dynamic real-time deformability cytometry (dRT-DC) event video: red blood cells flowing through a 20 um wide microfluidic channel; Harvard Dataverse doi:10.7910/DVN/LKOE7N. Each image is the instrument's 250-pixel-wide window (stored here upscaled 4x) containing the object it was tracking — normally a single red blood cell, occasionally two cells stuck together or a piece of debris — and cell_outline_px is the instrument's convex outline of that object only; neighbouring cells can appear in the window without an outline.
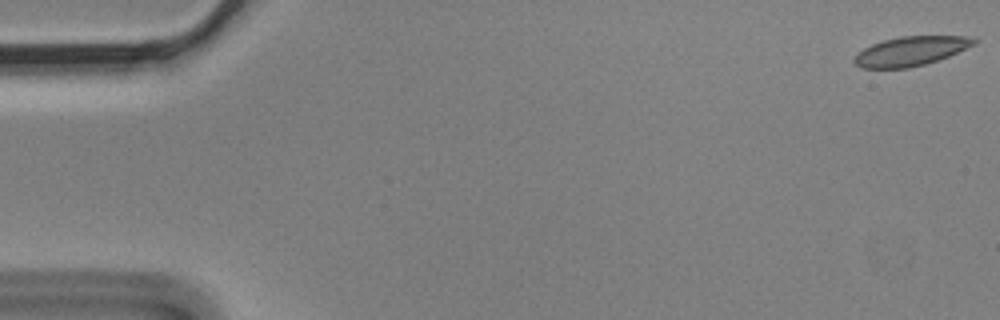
{"species": "Egyptian fruit bat (a non-hibernating species)", "species_latin": "Rousettus aegyptiacus", "temperature_condition": "cold", "stored_images_in_passage": 15, "camera_frame_rate_fps": 3000, "um_per_image_px": 0.085, "animal": {"sex": "male"}, "frame": {"image": 1, "passage_image": 1, "time_ms": 0.0, "image_size_px": [1000, 320], "cell_outline_px": [[980, 40], [976, 44], [948, 56], [924, 64], [908, 68], [860, 68], [852, 60], [864, 48], [872, 44], [884, 40], [900, 36], [964, 36]], "centroid_in_image_um": [77.42, 4.34], "position_along_channel_um": 7.6, "area_um2": 20.23}}
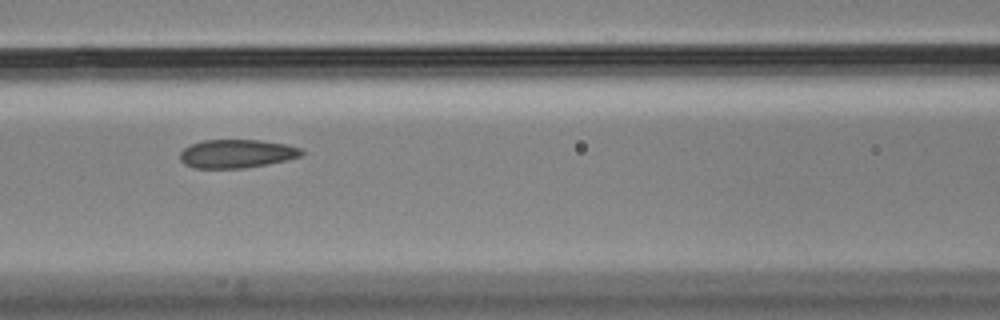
{"frame": {"image": 2, "passage_image": 7, "time_ms": 2.0, "image_size_px": [1000, 320], "cell_outline_px": [[304, 152], [300, 156], [268, 164], [244, 168], [192, 168], [184, 164], [180, 160], [180, 152], [184, 148], [192, 144], [204, 140], [260, 140], [284, 144], [300, 148]], "centroid_in_image_um": [20.08, 13.07], "position_along_channel_um": 146.5, "area_um2": 20.06}}
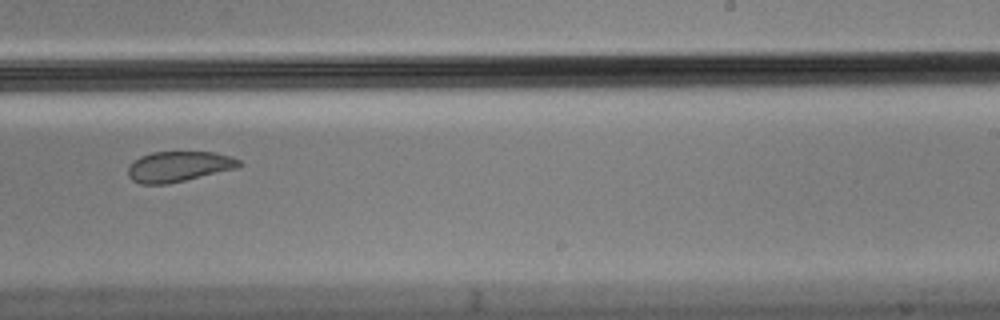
{"frame": {"image": 3, "passage_image": 10, "time_ms": 3.0, "image_size_px": [1000, 320], "cell_outline_px": [[244, 164], [236, 168], [168, 184], [140, 184], [132, 180], [128, 176], [128, 168], [132, 160], [140, 156], [152, 152], [216, 152], [232, 156], [240, 160]], "centroid_in_image_um": [15.18, 14.14], "position_along_channel_um": 273.8, "area_um2": 19.83}}